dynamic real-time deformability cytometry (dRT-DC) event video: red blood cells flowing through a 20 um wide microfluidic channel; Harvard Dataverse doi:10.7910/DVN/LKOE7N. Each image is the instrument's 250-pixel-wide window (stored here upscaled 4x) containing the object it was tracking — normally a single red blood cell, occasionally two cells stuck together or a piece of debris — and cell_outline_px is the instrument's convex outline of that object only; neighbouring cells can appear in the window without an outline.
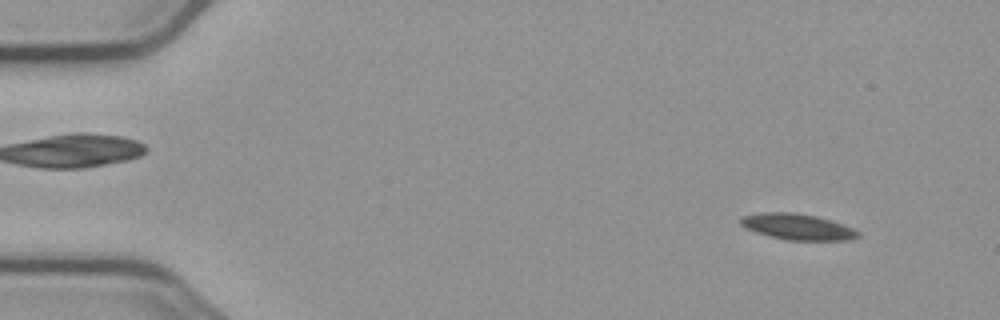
{"species": "common noctule bat (a hibernating species)", "species_latin": "Nyctalus noctula", "temperature_condition": "cold", "stored_images_in_passage": 6, "camera_frame_rate_fps": 3000, "um_per_image_px": 0.085, "animal": {"sex": "male", "body_mass_g": 23.1, "forearm_length_mm": 52.7}, "frame": {"image": 1, "passage_image": 1, "time_ms": 0.0, "image_size_px": [1000, 320], "cell_outline_px": [[860, 236], [848, 240], [788, 240], [768, 236], [744, 228], [740, 224], [740, 220], [744, 216], [764, 212], [792, 212], [816, 216], [852, 228], [860, 232]], "centroid_in_image_um": [67.76, 19.28], "position_along_channel_um": 17.2, "area_um2": 17.57}}
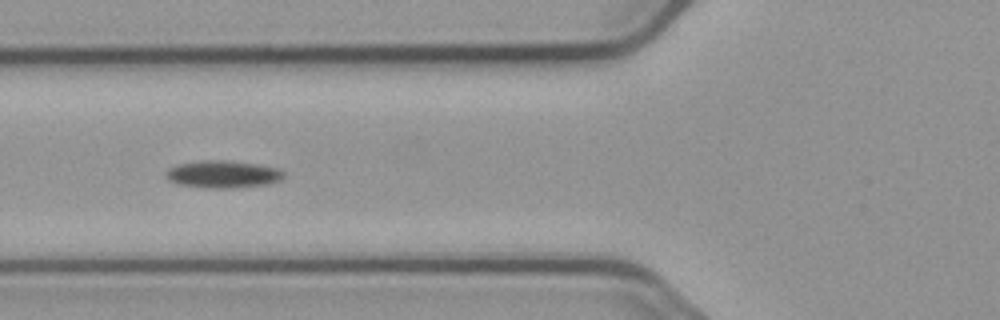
{"frame": {"image": 2, "passage_image": 5, "time_ms": 5.333, "image_size_px": [1000, 320], "cell_outline_px": [[284, 176], [280, 180], [268, 184], [228, 188], [212, 188], [180, 184], [168, 180], [168, 168], [176, 164], [200, 160], [228, 160], [256, 164], [280, 168], [284, 172]], "centroid_in_image_um": [18.98, 14.79], "position_along_channel_um": 106.8, "area_um2": 18.67}}
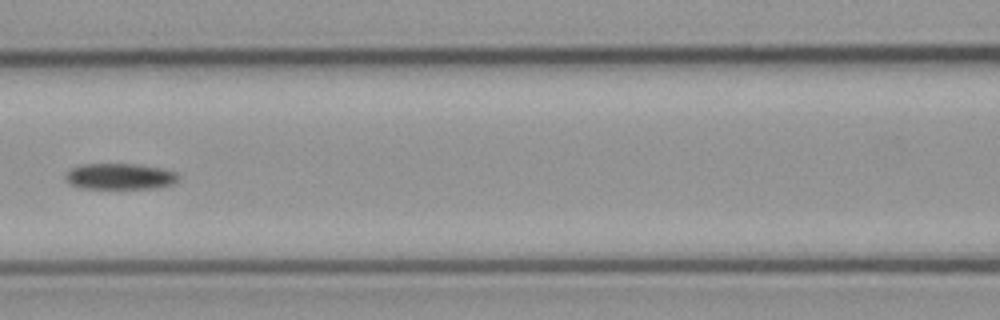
{"frame": {"image": 3, "passage_image": 6, "time_ms": 6.667, "image_size_px": [1000, 320], "cell_outline_px": [[180, 180], [172, 184], [156, 188], [80, 188], [68, 184], [64, 180], [64, 176], [72, 168], [84, 164], [132, 164], [160, 168], [176, 172], [180, 176]], "centroid_in_image_um": [10.18, 15.0], "position_along_channel_um": 156.4, "area_um2": 17.17}}